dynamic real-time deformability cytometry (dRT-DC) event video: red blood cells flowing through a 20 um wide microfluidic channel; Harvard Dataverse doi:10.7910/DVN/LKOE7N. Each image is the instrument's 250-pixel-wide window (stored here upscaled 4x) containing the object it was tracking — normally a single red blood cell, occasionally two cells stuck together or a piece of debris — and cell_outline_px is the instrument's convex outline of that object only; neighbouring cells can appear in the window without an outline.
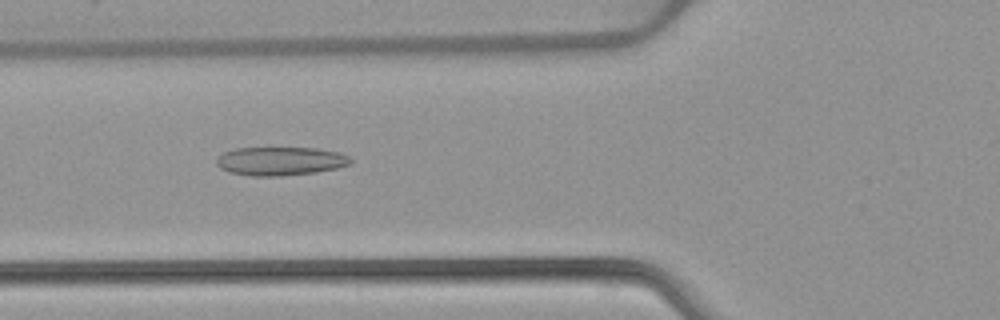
{"species": "common noctule bat (a hibernating species)", "species_latin": "Nyctalus noctula", "temperature_condition": "warm", "stored_images_in_passage": 53, "camera_frame_rate_fps": 3000, "um_per_image_px": 0.085, "animal": {"sex": "female", "body_mass_g": 22.7, "forearm_length_mm": 54.2}, "frame": {"image": 1, "passage_image": 20, "time_ms": 6.333, "image_size_px": [1000, 320], "cell_outline_px": [[352, 164], [336, 168], [316, 172], [284, 176], [252, 176], [228, 172], [220, 168], [216, 164], [216, 156], [224, 152], [236, 148], [316, 148], [340, 152], [348, 156], [352, 160]], "centroid_in_image_um": [23.82, 13.7], "position_along_channel_um": 102.0, "area_um2": 22.54}}
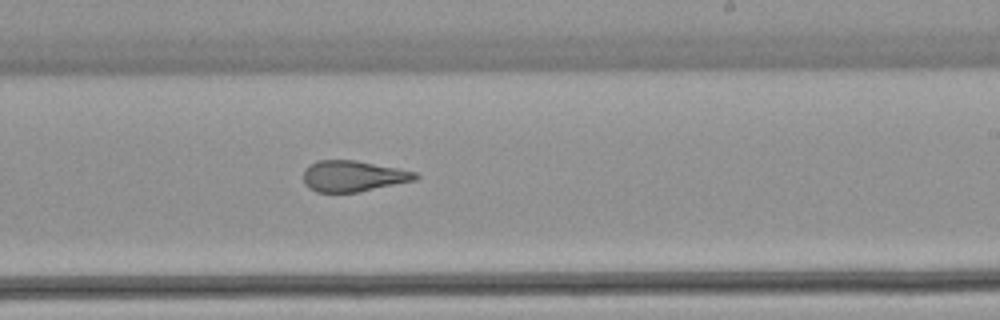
{"frame": {"image": 2, "passage_image": 32, "time_ms": 10.333, "image_size_px": [1000, 320], "cell_outline_px": [[420, 176], [416, 180], [360, 192], [316, 192], [308, 188], [304, 184], [304, 168], [316, 160], [356, 160], [416, 172]], "centroid_in_image_um": [30.0, 14.97], "position_along_channel_um": 259.0, "area_um2": 20.35}}
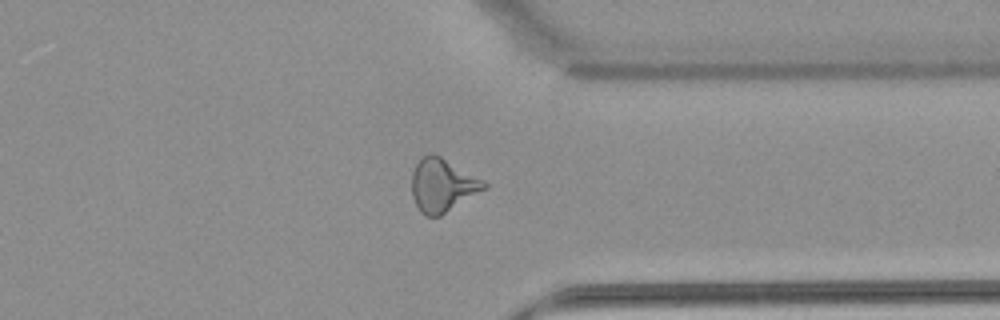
{"frame": {"image": 3, "passage_image": 41, "time_ms": 13.333, "image_size_px": [1000, 320], "cell_outline_px": [[488, 188], [440, 216], [424, 216], [420, 212], [412, 196], [412, 172], [420, 156], [428, 152], [432, 152], [440, 156], [484, 180], [488, 184]], "centroid_in_image_um": [37.6, 15.73], "position_along_channel_um": 373.8, "area_um2": 22.66}, "authors_computed_cell_mechanics": {"area_um2": 23.409, "velocity_mm_per_s": 3.9286, "shape_relaxation_time_tau1_ms": null, "shape_relaxation_time_tau2_ms": 1.879, "deformation_change_tau1": null, "deformation_change_tau2": 0.1168}}